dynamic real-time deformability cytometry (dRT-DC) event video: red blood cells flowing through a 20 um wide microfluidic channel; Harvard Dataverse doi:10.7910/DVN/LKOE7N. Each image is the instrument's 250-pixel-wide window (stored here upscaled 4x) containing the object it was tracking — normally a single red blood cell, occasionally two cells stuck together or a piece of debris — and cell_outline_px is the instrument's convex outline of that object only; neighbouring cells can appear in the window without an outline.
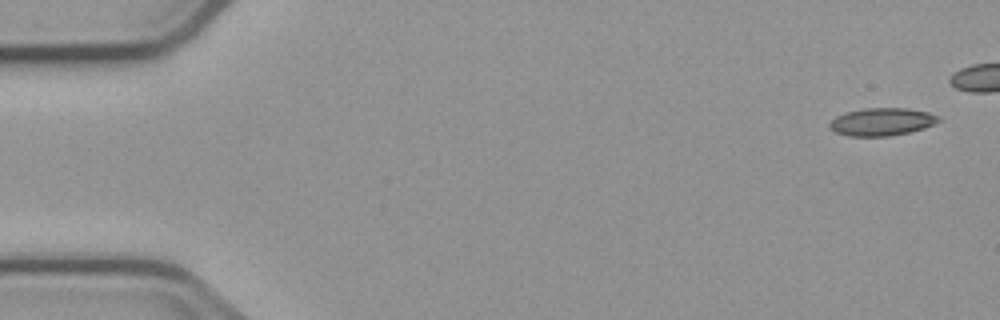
{"species": "common noctule bat (a hibernating species)", "species_latin": "Nyctalus noctula", "temperature_condition": "cold", "stored_images_in_passage": 4, "camera_frame_rate_fps": 3000, "um_per_image_px": 0.085, "animal": {"sex": "male", "body_mass_g": 23.1, "forearm_length_mm": 52.7}, "frame": {"image": 1, "passage_image": 1, "time_ms": 0.0, "image_size_px": [1000, 320], "cell_outline_px": [[940, 120], [924, 128], [908, 132], [888, 136], [848, 136], [836, 132], [828, 128], [828, 124], [836, 116], [844, 112], [864, 108], [908, 108], [928, 112], [940, 116]], "centroid_in_image_um": [74.92, 10.34], "position_along_channel_um": 10.1, "area_um2": 17.63}}